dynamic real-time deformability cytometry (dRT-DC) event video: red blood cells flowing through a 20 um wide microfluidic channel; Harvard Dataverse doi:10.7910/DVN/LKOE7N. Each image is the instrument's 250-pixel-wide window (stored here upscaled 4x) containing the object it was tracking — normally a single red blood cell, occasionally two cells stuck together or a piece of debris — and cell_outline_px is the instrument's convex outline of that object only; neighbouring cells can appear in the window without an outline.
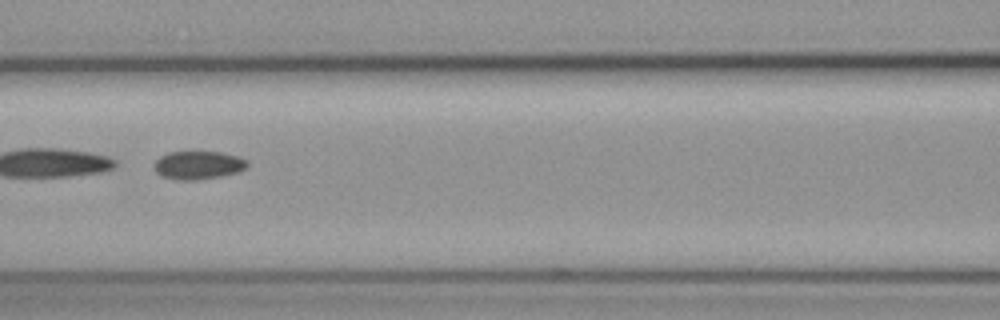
{"species": "common noctule bat (a hibernating species)", "species_latin": "Nyctalus noctula", "temperature_condition": "cold", "stored_images_in_passage": 56, "segment_of_instrument_passage": [2, 2], "camera_frame_rate_fps": 3000, "um_per_image_px": 0.085, "animal": {"sex": "female", "body_mass_g": 19.3, "forearm_length_mm": 54.1}, "frame": {"image": 1, "passage_image": 25, "time_ms": 8.0, "image_size_px": [1000, 320], "cell_outline_px": [[248, 164], [244, 168], [236, 172], [220, 176], [196, 180], [180, 180], [160, 176], [156, 172], [152, 164], [160, 156], [168, 152], [220, 152], [236, 156], [248, 160]], "centroid_in_image_um": [16.79, 14.03], "position_along_channel_um": 149.8, "area_um2": 15.26}}